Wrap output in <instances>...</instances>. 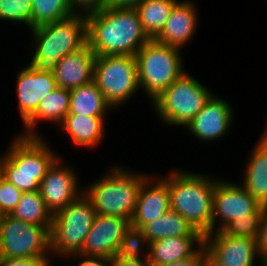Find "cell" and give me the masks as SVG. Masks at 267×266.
<instances>
[{
    "label": "cell",
    "mask_w": 267,
    "mask_h": 266,
    "mask_svg": "<svg viewBox=\"0 0 267 266\" xmlns=\"http://www.w3.org/2000/svg\"><path fill=\"white\" fill-rule=\"evenodd\" d=\"M86 18L88 44L96 56H135L150 40L134 7L106 6Z\"/></svg>",
    "instance_id": "obj_1"
},
{
    "label": "cell",
    "mask_w": 267,
    "mask_h": 266,
    "mask_svg": "<svg viewBox=\"0 0 267 266\" xmlns=\"http://www.w3.org/2000/svg\"><path fill=\"white\" fill-rule=\"evenodd\" d=\"M176 168L160 175L168 185L170 209L203 235L212 233L213 194L219 178Z\"/></svg>",
    "instance_id": "obj_2"
},
{
    "label": "cell",
    "mask_w": 267,
    "mask_h": 266,
    "mask_svg": "<svg viewBox=\"0 0 267 266\" xmlns=\"http://www.w3.org/2000/svg\"><path fill=\"white\" fill-rule=\"evenodd\" d=\"M43 136L15 134L3 154L0 166L4 178L22 192L39 191L48 169L60 157Z\"/></svg>",
    "instance_id": "obj_3"
},
{
    "label": "cell",
    "mask_w": 267,
    "mask_h": 266,
    "mask_svg": "<svg viewBox=\"0 0 267 266\" xmlns=\"http://www.w3.org/2000/svg\"><path fill=\"white\" fill-rule=\"evenodd\" d=\"M106 172L83 187L97 214L131 220L143 182L152 174L122 167L109 166ZM131 169V170H130Z\"/></svg>",
    "instance_id": "obj_4"
},
{
    "label": "cell",
    "mask_w": 267,
    "mask_h": 266,
    "mask_svg": "<svg viewBox=\"0 0 267 266\" xmlns=\"http://www.w3.org/2000/svg\"><path fill=\"white\" fill-rule=\"evenodd\" d=\"M30 32L35 49L29 64L39 71L53 73L63 57L88 43L87 18L81 13L30 29Z\"/></svg>",
    "instance_id": "obj_5"
},
{
    "label": "cell",
    "mask_w": 267,
    "mask_h": 266,
    "mask_svg": "<svg viewBox=\"0 0 267 266\" xmlns=\"http://www.w3.org/2000/svg\"><path fill=\"white\" fill-rule=\"evenodd\" d=\"M182 51L150 39L135 55L140 90L151 102L187 72Z\"/></svg>",
    "instance_id": "obj_6"
},
{
    "label": "cell",
    "mask_w": 267,
    "mask_h": 266,
    "mask_svg": "<svg viewBox=\"0 0 267 266\" xmlns=\"http://www.w3.org/2000/svg\"><path fill=\"white\" fill-rule=\"evenodd\" d=\"M214 92L188 71L151 103L154 116L169 127H183L200 112Z\"/></svg>",
    "instance_id": "obj_7"
},
{
    "label": "cell",
    "mask_w": 267,
    "mask_h": 266,
    "mask_svg": "<svg viewBox=\"0 0 267 266\" xmlns=\"http://www.w3.org/2000/svg\"><path fill=\"white\" fill-rule=\"evenodd\" d=\"M96 215L91 201L84 193L53 214L50 230L52 258L63 260L79 253Z\"/></svg>",
    "instance_id": "obj_8"
},
{
    "label": "cell",
    "mask_w": 267,
    "mask_h": 266,
    "mask_svg": "<svg viewBox=\"0 0 267 266\" xmlns=\"http://www.w3.org/2000/svg\"><path fill=\"white\" fill-rule=\"evenodd\" d=\"M93 81L114 111L119 109L140 92L135 56H96Z\"/></svg>",
    "instance_id": "obj_9"
},
{
    "label": "cell",
    "mask_w": 267,
    "mask_h": 266,
    "mask_svg": "<svg viewBox=\"0 0 267 266\" xmlns=\"http://www.w3.org/2000/svg\"><path fill=\"white\" fill-rule=\"evenodd\" d=\"M50 230L9 214L0 215V258L52 257Z\"/></svg>",
    "instance_id": "obj_10"
},
{
    "label": "cell",
    "mask_w": 267,
    "mask_h": 266,
    "mask_svg": "<svg viewBox=\"0 0 267 266\" xmlns=\"http://www.w3.org/2000/svg\"><path fill=\"white\" fill-rule=\"evenodd\" d=\"M264 208L239 182L219 178L213 194L212 232L223 231L239 218H261Z\"/></svg>",
    "instance_id": "obj_11"
},
{
    "label": "cell",
    "mask_w": 267,
    "mask_h": 266,
    "mask_svg": "<svg viewBox=\"0 0 267 266\" xmlns=\"http://www.w3.org/2000/svg\"><path fill=\"white\" fill-rule=\"evenodd\" d=\"M204 247L206 260L213 266H256L257 262V266H263L254 239L217 231L204 235Z\"/></svg>",
    "instance_id": "obj_12"
},
{
    "label": "cell",
    "mask_w": 267,
    "mask_h": 266,
    "mask_svg": "<svg viewBox=\"0 0 267 266\" xmlns=\"http://www.w3.org/2000/svg\"><path fill=\"white\" fill-rule=\"evenodd\" d=\"M63 161L60 156L48 169L39 185L40 195L52 214L75 201L83 193L78 169L63 164Z\"/></svg>",
    "instance_id": "obj_13"
},
{
    "label": "cell",
    "mask_w": 267,
    "mask_h": 266,
    "mask_svg": "<svg viewBox=\"0 0 267 266\" xmlns=\"http://www.w3.org/2000/svg\"><path fill=\"white\" fill-rule=\"evenodd\" d=\"M215 94L184 128L186 129L184 131L189 132V135H193L194 139L202 143H215L223 139V136L228 135L227 133L232 129L236 119L231 102Z\"/></svg>",
    "instance_id": "obj_14"
},
{
    "label": "cell",
    "mask_w": 267,
    "mask_h": 266,
    "mask_svg": "<svg viewBox=\"0 0 267 266\" xmlns=\"http://www.w3.org/2000/svg\"><path fill=\"white\" fill-rule=\"evenodd\" d=\"M130 227L131 220L124 217L97 214L79 253L114 258Z\"/></svg>",
    "instance_id": "obj_15"
},
{
    "label": "cell",
    "mask_w": 267,
    "mask_h": 266,
    "mask_svg": "<svg viewBox=\"0 0 267 266\" xmlns=\"http://www.w3.org/2000/svg\"><path fill=\"white\" fill-rule=\"evenodd\" d=\"M25 66L19 70L15 78L17 79L15 93L21 124L36 111L40 101L58 87L53 73L39 71L30 64Z\"/></svg>",
    "instance_id": "obj_16"
},
{
    "label": "cell",
    "mask_w": 267,
    "mask_h": 266,
    "mask_svg": "<svg viewBox=\"0 0 267 266\" xmlns=\"http://www.w3.org/2000/svg\"><path fill=\"white\" fill-rule=\"evenodd\" d=\"M193 0H179L170 12L156 41L176 47L180 50L193 40L199 27V13L197 3Z\"/></svg>",
    "instance_id": "obj_17"
},
{
    "label": "cell",
    "mask_w": 267,
    "mask_h": 266,
    "mask_svg": "<svg viewBox=\"0 0 267 266\" xmlns=\"http://www.w3.org/2000/svg\"><path fill=\"white\" fill-rule=\"evenodd\" d=\"M154 174V176H153ZM152 173L139 191L136 208L131 219V226L142 229L150 221L158 219L170 209L167 182L160 174Z\"/></svg>",
    "instance_id": "obj_18"
},
{
    "label": "cell",
    "mask_w": 267,
    "mask_h": 266,
    "mask_svg": "<svg viewBox=\"0 0 267 266\" xmlns=\"http://www.w3.org/2000/svg\"><path fill=\"white\" fill-rule=\"evenodd\" d=\"M96 55L87 43L67 54L56 65L54 77L58 87L72 90L93 81Z\"/></svg>",
    "instance_id": "obj_19"
},
{
    "label": "cell",
    "mask_w": 267,
    "mask_h": 266,
    "mask_svg": "<svg viewBox=\"0 0 267 266\" xmlns=\"http://www.w3.org/2000/svg\"><path fill=\"white\" fill-rule=\"evenodd\" d=\"M254 144L239 183L262 206L267 207V121Z\"/></svg>",
    "instance_id": "obj_20"
},
{
    "label": "cell",
    "mask_w": 267,
    "mask_h": 266,
    "mask_svg": "<svg viewBox=\"0 0 267 266\" xmlns=\"http://www.w3.org/2000/svg\"><path fill=\"white\" fill-rule=\"evenodd\" d=\"M70 90L57 87L50 95L42 99L36 111L22 124L23 131L17 134L22 136H42L39 129V122L58 127L69 113Z\"/></svg>",
    "instance_id": "obj_21"
},
{
    "label": "cell",
    "mask_w": 267,
    "mask_h": 266,
    "mask_svg": "<svg viewBox=\"0 0 267 266\" xmlns=\"http://www.w3.org/2000/svg\"><path fill=\"white\" fill-rule=\"evenodd\" d=\"M204 246V236H179L149 242L148 260L164 266L194 256Z\"/></svg>",
    "instance_id": "obj_22"
},
{
    "label": "cell",
    "mask_w": 267,
    "mask_h": 266,
    "mask_svg": "<svg viewBox=\"0 0 267 266\" xmlns=\"http://www.w3.org/2000/svg\"><path fill=\"white\" fill-rule=\"evenodd\" d=\"M106 118L67 114L58 128L70 139L72 146L91 150L104 140Z\"/></svg>",
    "instance_id": "obj_23"
},
{
    "label": "cell",
    "mask_w": 267,
    "mask_h": 266,
    "mask_svg": "<svg viewBox=\"0 0 267 266\" xmlns=\"http://www.w3.org/2000/svg\"><path fill=\"white\" fill-rule=\"evenodd\" d=\"M114 111L105 100L94 81L70 90L68 114L92 117H108L107 112ZM107 115V116H106Z\"/></svg>",
    "instance_id": "obj_24"
},
{
    "label": "cell",
    "mask_w": 267,
    "mask_h": 266,
    "mask_svg": "<svg viewBox=\"0 0 267 266\" xmlns=\"http://www.w3.org/2000/svg\"><path fill=\"white\" fill-rule=\"evenodd\" d=\"M142 230L148 242L179 236H204L187 219L172 209H169L158 219L150 221Z\"/></svg>",
    "instance_id": "obj_25"
},
{
    "label": "cell",
    "mask_w": 267,
    "mask_h": 266,
    "mask_svg": "<svg viewBox=\"0 0 267 266\" xmlns=\"http://www.w3.org/2000/svg\"><path fill=\"white\" fill-rule=\"evenodd\" d=\"M179 0H142L134 8L142 29L150 39H155L165 26L174 5Z\"/></svg>",
    "instance_id": "obj_26"
},
{
    "label": "cell",
    "mask_w": 267,
    "mask_h": 266,
    "mask_svg": "<svg viewBox=\"0 0 267 266\" xmlns=\"http://www.w3.org/2000/svg\"><path fill=\"white\" fill-rule=\"evenodd\" d=\"M9 215L26 223L43 227L52 226L53 214L39 191L23 192L19 203Z\"/></svg>",
    "instance_id": "obj_27"
},
{
    "label": "cell",
    "mask_w": 267,
    "mask_h": 266,
    "mask_svg": "<svg viewBox=\"0 0 267 266\" xmlns=\"http://www.w3.org/2000/svg\"><path fill=\"white\" fill-rule=\"evenodd\" d=\"M74 13L69 0H32L31 29L63 20Z\"/></svg>",
    "instance_id": "obj_28"
},
{
    "label": "cell",
    "mask_w": 267,
    "mask_h": 266,
    "mask_svg": "<svg viewBox=\"0 0 267 266\" xmlns=\"http://www.w3.org/2000/svg\"><path fill=\"white\" fill-rule=\"evenodd\" d=\"M149 242L142 229L130 227L123 237L117 258L143 259L148 258Z\"/></svg>",
    "instance_id": "obj_29"
},
{
    "label": "cell",
    "mask_w": 267,
    "mask_h": 266,
    "mask_svg": "<svg viewBox=\"0 0 267 266\" xmlns=\"http://www.w3.org/2000/svg\"><path fill=\"white\" fill-rule=\"evenodd\" d=\"M32 0H1L0 22L21 24L31 29Z\"/></svg>",
    "instance_id": "obj_30"
},
{
    "label": "cell",
    "mask_w": 267,
    "mask_h": 266,
    "mask_svg": "<svg viewBox=\"0 0 267 266\" xmlns=\"http://www.w3.org/2000/svg\"><path fill=\"white\" fill-rule=\"evenodd\" d=\"M261 218H239L232 221L223 232L230 236L257 240Z\"/></svg>",
    "instance_id": "obj_31"
},
{
    "label": "cell",
    "mask_w": 267,
    "mask_h": 266,
    "mask_svg": "<svg viewBox=\"0 0 267 266\" xmlns=\"http://www.w3.org/2000/svg\"><path fill=\"white\" fill-rule=\"evenodd\" d=\"M22 191L5 178L0 183V215L10 214L19 203Z\"/></svg>",
    "instance_id": "obj_32"
},
{
    "label": "cell",
    "mask_w": 267,
    "mask_h": 266,
    "mask_svg": "<svg viewBox=\"0 0 267 266\" xmlns=\"http://www.w3.org/2000/svg\"><path fill=\"white\" fill-rule=\"evenodd\" d=\"M52 261V257H29L21 259L0 258V266H52Z\"/></svg>",
    "instance_id": "obj_33"
},
{
    "label": "cell",
    "mask_w": 267,
    "mask_h": 266,
    "mask_svg": "<svg viewBox=\"0 0 267 266\" xmlns=\"http://www.w3.org/2000/svg\"><path fill=\"white\" fill-rule=\"evenodd\" d=\"M75 13L88 14L107 6V0H69Z\"/></svg>",
    "instance_id": "obj_34"
},
{
    "label": "cell",
    "mask_w": 267,
    "mask_h": 266,
    "mask_svg": "<svg viewBox=\"0 0 267 266\" xmlns=\"http://www.w3.org/2000/svg\"><path fill=\"white\" fill-rule=\"evenodd\" d=\"M71 257L77 259V262L80 259V262L73 266H112V259L103 256H86L80 253H75L68 256L66 259L69 260Z\"/></svg>",
    "instance_id": "obj_35"
},
{
    "label": "cell",
    "mask_w": 267,
    "mask_h": 266,
    "mask_svg": "<svg viewBox=\"0 0 267 266\" xmlns=\"http://www.w3.org/2000/svg\"><path fill=\"white\" fill-rule=\"evenodd\" d=\"M256 241L258 253L260 257L265 260L267 258V207L264 208L261 217L259 235Z\"/></svg>",
    "instance_id": "obj_36"
},
{
    "label": "cell",
    "mask_w": 267,
    "mask_h": 266,
    "mask_svg": "<svg viewBox=\"0 0 267 266\" xmlns=\"http://www.w3.org/2000/svg\"><path fill=\"white\" fill-rule=\"evenodd\" d=\"M205 261L206 251L203 246L194 256L164 266H202Z\"/></svg>",
    "instance_id": "obj_37"
},
{
    "label": "cell",
    "mask_w": 267,
    "mask_h": 266,
    "mask_svg": "<svg viewBox=\"0 0 267 266\" xmlns=\"http://www.w3.org/2000/svg\"><path fill=\"white\" fill-rule=\"evenodd\" d=\"M112 266H153L148 258L143 259H123L117 258L116 256L112 258Z\"/></svg>",
    "instance_id": "obj_38"
},
{
    "label": "cell",
    "mask_w": 267,
    "mask_h": 266,
    "mask_svg": "<svg viewBox=\"0 0 267 266\" xmlns=\"http://www.w3.org/2000/svg\"><path fill=\"white\" fill-rule=\"evenodd\" d=\"M107 6L129 8L133 7V0H107Z\"/></svg>",
    "instance_id": "obj_39"
},
{
    "label": "cell",
    "mask_w": 267,
    "mask_h": 266,
    "mask_svg": "<svg viewBox=\"0 0 267 266\" xmlns=\"http://www.w3.org/2000/svg\"><path fill=\"white\" fill-rule=\"evenodd\" d=\"M3 178H4L3 170H2V168L0 166V183H1V181H2Z\"/></svg>",
    "instance_id": "obj_40"
},
{
    "label": "cell",
    "mask_w": 267,
    "mask_h": 266,
    "mask_svg": "<svg viewBox=\"0 0 267 266\" xmlns=\"http://www.w3.org/2000/svg\"><path fill=\"white\" fill-rule=\"evenodd\" d=\"M142 0H133V7L139 4Z\"/></svg>",
    "instance_id": "obj_41"
},
{
    "label": "cell",
    "mask_w": 267,
    "mask_h": 266,
    "mask_svg": "<svg viewBox=\"0 0 267 266\" xmlns=\"http://www.w3.org/2000/svg\"><path fill=\"white\" fill-rule=\"evenodd\" d=\"M202 266H213V265H211L207 260L203 263V265Z\"/></svg>",
    "instance_id": "obj_42"
},
{
    "label": "cell",
    "mask_w": 267,
    "mask_h": 266,
    "mask_svg": "<svg viewBox=\"0 0 267 266\" xmlns=\"http://www.w3.org/2000/svg\"><path fill=\"white\" fill-rule=\"evenodd\" d=\"M263 266H267V258L264 260Z\"/></svg>",
    "instance_id": "obj_43"
}]
</instances>
